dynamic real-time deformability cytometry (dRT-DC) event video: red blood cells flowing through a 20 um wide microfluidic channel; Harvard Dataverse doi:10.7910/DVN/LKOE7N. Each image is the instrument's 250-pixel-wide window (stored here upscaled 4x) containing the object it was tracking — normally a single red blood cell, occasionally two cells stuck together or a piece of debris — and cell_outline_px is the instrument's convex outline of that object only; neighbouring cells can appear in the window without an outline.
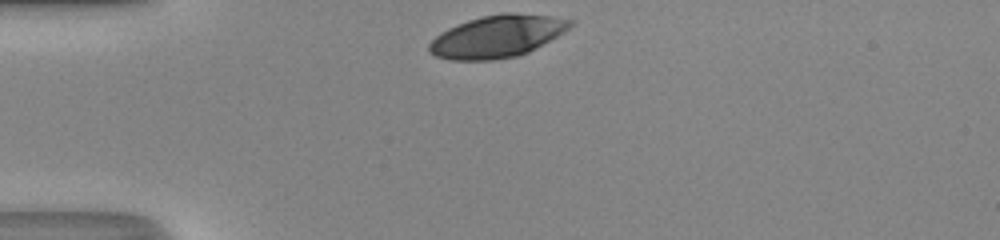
{"species": "human", "species_latin": "Homo sapiens", "temperature_condition": "room temperature", "stored_images_in_passage": 27, "camera_frame_rate_fps": 3000, "um_per_image_px": 0.085, "donor": {"sex": "male"}, "frame": {"image": 1, "passage_image": 1, "time_ms": 0.0, "image_size_px": [1000, 240], "cell_outline_px": [[572, 24], [568, 28], [556, 36], [528, 52], [516, 56], [496, 60], [448, 60], [436, 56], [428, 52], [428, 44], [440, 32], [448, 28], [468, 20], [480, 16], [504, 12], [512, 12], [552, 16], [572, 20]], "centroid_in_image_um": [42.21, 3.09], "position_along_channel_um": 42.8, "area_um2": 34.62}}
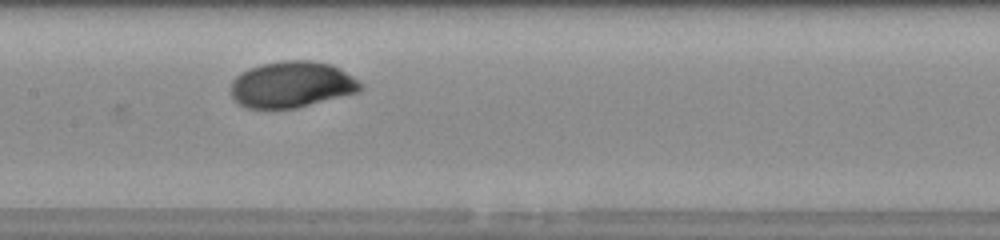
{"frame": {"image": 2, "passage_image": 13, "time_ms": 4.0, "image_size_px": [1000, 240], "cell_outline_px": [[364, 88], [356, 92], [296, 108], [248, 108], [240, 104], [232, 96], [232, 80], [236, 76], [248, 68], [280, 60], [312, 60], [332, 64], [340, 68], [364, 84]], "centroid_in_image_um": [24.82, 7.17], "position_along_channel_um": 182.6, "area_um2": 34.8}}
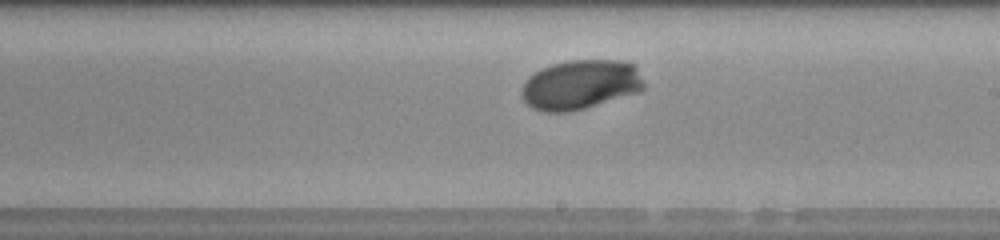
{"frame": {"image": 3, "passage_image": 17, "time_ms": 5.333, "image_size_px": [1000, 240], "cell_outline_px": [[644, 88], [640, 92], [584, 108], [568, 112], [544, 112], [532, 108], [524, 100], [520, 92], [520, 88], [524, 80], [528, 76], [540, 68], [552, 64], [568, 60], [620, 60], [632, 64], [636, 68], [644, 84]], "centroid_in_image_um": [49.29, 7.19], "position_along_channel_um": 239.7, "area_um2": 35.49}, "authors_computed_cell_mechanics": {"area_um2": 35.0268, "velocity_mm_per_s": 4.2956, "shape_relaxation_time_tau1_ms": 2.4351, "shape_relaxation_time_tau2_ms": null, "deformation_change_tau1": 0.1492, "deformation_change_tau2": null}}